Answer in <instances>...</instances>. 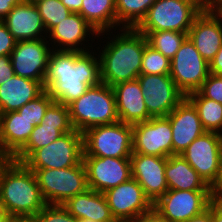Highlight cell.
<instances>
[{"label": "cell", "mask_w": 222, "mask_h": 222, "mask_svg": "<svg viewBox=\"0 0 222 222\" xmlns=\"http://www.w3.org/2000/svg\"><path fill=\"white\" fill-rule=\"evenodd\" d=\"M200 12L187 0H156L136 29L138 31H178L188 34L195 17Z\"/></svg>", "instance_id": "cell-7"}, {"label": "cell", "mask_w": 222, "mask_h": 222, "mask_svg": "<svg viewBox=\"0 0 222 222\" xmlns=\"http://www.w3.org/2000/svg\"><path fill=\"white\" fill-rule=\"evenodd\" d=\"M186 222H212V206L210 205L204 212L194 216Z\"/></svg>", "instance_id": "cell-43"}, {"label": "cell", "mask_w": 222, "mask_h": 222, "mask_svg": "<svg viewBox=\"0 0 222 222\" xmlns=\"http://www.w3.org/2000/svg\"><path fill=\"white\" fill-rule=\"evenodd\" d=\"M156 0H115L117 28H136ZM120 25V26H119Z\"/></svg>", "instance_id": "cell-30"}, {"label": "cell", "mask_w": 222, "mask_h": 222, "mask_svg": "<svg viewBox=\"0 0 222 222\" xmlns=\"http://www.w3.org/2000/svg\"><path fill=\"white\" fill-rule=\"evenodd\" d=\"M16 42L5 23L0 21V56H10Z\"/></svg>", "instance_id": "cell-37"}, {"label": "cell", "mask_w": 222, "mask_h": 222, "mask_svg": "<svg viewBox=\"0 0 222 222\" xmlns=\"http://www.w3.org/2000/svg\"><path fill=\"white\" fill-rule=\"evenodd\" d=\"M72 13H79L82 0H60Z\"/></svg>", "instance_id": "cell-44"}, {"label": "cell", "mask_w": 222, "mask_h": 222, "mask_svg": "<svg viewBox=\"0 0 222 222\" xmlns=\"http://www.w3.org/2000/svg\"><path fill=\"white\" fill-rule=\"evenodd\" d=\"M112 89L119 121L134 125L152 118L146 109L138 79L119 83Z\"/></svg>", "instance_id": "cell-23"}, {"label": "cell", "mask_w": 222, "mask_h": 222, "mask_svg": "<svg viewBox=\"0 0 222 222\" xmlns=\"http://www.w3.org/2000/svg\"><path fill=\"white\" fill-rule=\"evenodd\" d=\"M11 217L9 216L6 209L0 204V222H10Z\"/></svg>", "instance_id": "cell-47"}, {"label": "cell", "mask_w": 222, "mask_h": 222, "mask_svg": "<svg viewBox=\"0 0 222 222\" xmlns=\"http://www.w3.org/2000/svg\"><path fill=\"white\" fill-rule=\"evenodd\" d=\"M62 205L78 220L90 219L96 222H117L111 214L103 193L92 189L69 198Z\"/></svg>", "instance_id": "cell-26"}, {"label": "cell", "mask_w": 222, "mask_h": 222, "mask_svg": "<svg viewBox=\"0 0 222 222\" xmlns=\"http://www.w3.org/2000/svg\"><path fill=\"white\" fill-rule=\"evenodd\" d=\"M68 107L71 124L81 133L92 127L119 121L113 89L103 82L91 86Z\"/></svg>", "instance_id": "cell-4"}, {"label": "cell", "mask_w": 222, "mask_h": 222, "mask_svg": "<svg viewBox=\"0 0 222 222\" xmlns=\"http://www.w3.org/2000/svg\"><path fill=\"white\" fill-rule=\"evenodd\" d=\"M209 73L222 76V46L214 59L209 63Z\"/></svg>", "instance_id": "cell-40"}, {"label": "cell", "mask_w": 222, "mask_h": 222, "mask_svg": "<svg viewBox=\"0 0 222 222\" xmlns=\"http://www.w3.org/2000/svg\"><path fill=\"white\" fill-rule=\"evenodd\" d=\"M0 204L11 218L35 217L46 205L35 173L10 159L0 173Z\"/></svg>", "instance_id": "cell-3"}, {"label": "cell", "mask_w": 222, "mask_h": 222, "mask_svg": "<svg viewBox=\"0 0 222 222\" xmlns=\"http://www.w3.org/2000/svg\"><path fill=\"white\" fill-rule=\"evenodd\" d=\"M2 21L16 41L45 39L47 37L46 28L35 4L20 2L12 8Z\"/></svg>", "instance_id": "cell-22"}, {"label": "cell", "mask_w": 222, "mask_h": 222, "mask_svg": "<svg viewBox=\"0 0 222 222\" xmlns=\"http://www.w3.org/2000/svg\"><path fill=\"white\" fill-rule=\"evenodd\" d=\"M165 178L168 190H211L181 154L167 157Z\"/></svg>", "instance_id": "cell-27"}, {"label": "cell", "mask_w": 222, "mask_h": 222, "mask_svg": "<svg viewBox=\"0 0 222 222\" xmlns=\"http://www.w3.org/2000/svg\"><path fill=\"white\" fill-rule=\"evenodd\" d=\"M48 205H62L69 198L89 189L86 169L81 161L77 166L63 169H31Z\"/></svg>", "instance_id": "cell-5"}, {"label": "cell", "mask_w": 222, "mask_h": 222, "mask_svg": "<svg viewBox=\"0 0 222 222\" xmlns=\"http://www.w3.org/2000/svg\"><path fill=\"white\" fill-rule=\"evenodd\" d=\"M141 74H170V59L147 43L143 51Z\"/></svg>", "instance_id": "cell-33"}, {"label": "cell", "mask_w": 222, "mask_h": 222, "mask_svg": "<svg viewBox=\"0 0 222 222\" xmlns=\"http://www.w3.org/2000/svg\"><path fill=\"white\" fill-rule=\"evenodd\" d=\"M35 126L17 111L0 113V151L12 158L27 143Z\"/></svg>", "instance_id": "cell-24"}, {"label": "cell", "mask_w": 222, "mask_h": 222, "mask_svg": "<svg viewBox=\"0 0 222 222\" xmlns=\"http://www.w3.org/2000/svg\"><path fill=\"white\" fill-rule=\"evenodd\" d=\"M20 1L24 2V3L36 4V3H38L39 1H42V0H20Z\"/></svg>", "instance_id": "cell-52"}, {"label": "cell", "mask_w": 222, "mask_h": 222, "mask_svg": "<svg viewBox=\"0 0 222 222\" xmlns=\"http://www.w3.org/2000/svg\"><path fill=\"white\" fill-rule=\"evenodd\" d=\"M188 164L211 187L218 179L222 163V135L205 132L181 153Z\"/></svg>", "instance_id": "cell-11"}, {"label": "cell", "mask_w": 222, "mask_h": 222, "mask_svg": "<svg viewBox=\"0 0 222 222\" xmlns=\"http://www.w3.org/2000/svg\"><path fill=\"white\" fill-rule=\"evenodd\" d=\"M48 33L72 12L60 0H42L35 4Z\"/></svg>", "instance_id": "cell-32"}, {"label": "cell", "mask_w": 222, "mask_h": 222, "mask_svg": "<svg viewBox=\"0 0 222 222\" xmlns=\"http://www.w3.org/2000/svg\"><path fill=\"white\" fill-rule=\"evenodd\" d=\"M73 129L69 107L54 101L41 123L34 127L27 143L11 159L23 163L36 149L47 146Z\"/></svg>", "instance_id": "cell-10"}, {"label": "cell", "mask_w": 222, "mask_h": 222, "mask_svg": "<svg viewBox=\"0 0 222 222\" xmlns=\"http://www.w3.org/2000/svg\"><path fill=\"white\" fill-rule=\"evenodd\" d=\"M133 222H170L168 219L164 218L154 207L141 214Z\"/></svg>", "instance_id": "cell-39"}, {"label": "cell", "mask_w": 222, "mask_h": 222, "mask_svg": "<svg viewBox=\"0 0 222 222\" xmlns=\"http://www.w3.org/2000/svg\"><path fill=\"white\" fill-rule=\"evenodd\" d=\"M119 30L121 33L117 30V35L112 34L113 37L110 31L98 34L112 38L107 36L109 41L98 53L101 81L111 87L137 79L141 74L143 51L148 43L146 36L136 28L121 27Z\"/></svg>", "instance_id": "cell-2"}, {"label": "cell", "mask_w": 222, "mask_h": 222, "mask_svg": "<svg viewBox=\"0 0 222 222\" xmlns=\"http://www.w3.org/2000/svg\"><path fill=\"white\" fill-rule=\"evenodd\" d=\"M186 97L196 107L205 131L222 135V104L204 97L199 91L189 93Z\"/></svg>", "instance_id": "cell-29"}, {"label": "cell", "mask_w": 222, "mask_h": 222, "mask_svg": "<svg viewBox=\"0 0 222 222\" xmlns=\"http://www.w3.org/2000/svg\"><path fill=\"white\" fill-rule=\"evenodd\" d=\"M44 91L41 82L14 75L0 85V113L17 111Z\"/></svg>", "instance_id": "cell-25"}, {"label": "cell", "mask_w": 222, "mask_h": 222, "mask_svg": "<svg viewBox=\"0 0 222 222\" xmlns=\"http://www.w3.org/2000/svg\"><path fill=\"white\" fill-rule=\"evenodd\" d=\"M14 75L10 56H0V85L11 79Z\"/></svg>", "instance_id": "cell-38"}, {"label": "cell", "mask_w": 222, "mask_h": 222, "mask_svg": "<svg viewBox=\"0 0 222 222\" xmlns=\"http://www.w3.org/2000/svg\"><path fill=\"white\" fill-rule=\"evenodd\" d=\"M103 195L117 222H133L141 214L153 208V203L132 177L117 187L107 190Z\"/></svg>", "instance_id": "cell-15"}, {"label": "cell", "mask_w": 222, "mask_h": 222, "mask_svg": "<svg viewBox=\"0 0 222 222\" xmlns=\"http://www.w3.org/2000/svg\"><path fill=\"white\" fill-rule=\"evenodd\" d=\"M94 52L93 49L87 52L52 49L44 89L55 102L68 106L91 86L102 82L98 52Z\"/></svg>", "instance_id": "cell-1"}, {"label": "cell", "mask_w": 222, "mask_h": 222, "mask_svg": "<svg viewBox=\"0 0 222 222\" xmlns=\"http://www.w3.org/2000/svg\"><path fill=\"white\" fill-rule=\"evenodd\" d=\"M89 189L104 193L128 181L131 176L130 158L83 156Z\"/></svg>", "instance_id": "cell-16"}, {"label": "cell", "mask_w": 222, "mask_h": 222, "mask_svg": "<svg viewBox=\"0 0 222 222\" xmlns=\"http://www.w3.org/2000/svg\"><path fill=\"white\" fill-rule=\"evenodd\" d=\"M201 56L210 63L222 46V16L216 11H201L188 32Z\"/></svg>", "instance_id": "cell-21"}, {"label": "cell", "mask_w": 222, "mask_h": 222, "mask_svg": "<svg viewBox=\"0 0 222 222\" xmlns=\"http://www.w3.org/2000/svg\"><path fill=\"white\" fill-rule=\"evenodd\" d=\"M172 129L173 155L181 154L206 131L193 103L185 97L167 116Z\"/></svg>", "instance_id": "cell-20"}, {"label": "cell", "mask_w": 222, "mask_h": 222, "mask_svg": "<svg viewBox=\"0 0 222 222\" xmlns=\"http://www.w3.org/2000/svg\"><path fill=\"white\" fill-rule=\"evenodd\" d=\"M211 205V190H168L153 207L170 222H186Z\"/></svg>", "instance_id": "cell-12"}, {"label": "cell", "mask_w": 222, "mask_h": 222, "mask_svg": "<svg viewBox=\"0 0 222 222\" xmlns=\"http://www.w3.org/2000/svg\"><path fill=\"white\" fill-rule=\"evenodd\" d=\"M198 91L204 97L222 104V76L209 73Z\"/></svg>", "instance_id": "cell-36"}, {"label": "cell", "mask_w": 222, "mask_h": 222, "mask_svg": "<svg viewBox=\"0 0 222 222\" xmlns=\"http://www.w3.org/2000/svg\"><path fill=\"white\" fill-rule=\"evenodd\" d=\"M37 222H78L63 205H46L35 216Z\"/></svg>", "instance_id": "cell-35"}, {"label": "cell", "mask_w": 222, "mask_h": 222, "mask_svg": "<svg viewBox=\"0 0 222 222\" xmlns=\"http://www.w3.org/2000/svg\"><path fill=\"white\" fill-rule=\"evenodd\" d=\"M143 33L148 44L161 52L168 59H172L179 50L188 34L178 31H139Z\"/></svg>", "instance_id": "cell-31"}, {"label": "cell", "mask_w": 222, "mask_h": 222, "mask_svg": "<svg viewBox=\"0 0 222 222\" xmlns=\"http://www.w3.org/2000/svg\"><path fill=\"white\" fill-rule=\"evenodd\" d=\"M209 74V63L187 37L170 60V77L177 88L187 96L198 91Z\"/></svg>", "instance_id": "cell-9"}, {"label": "cell", "mask_w": 222, "mask_h": 222, "mask_svg": "<svg viewBox=\"0 0 222 222\" xmlns=\"http://www.w3.org/2000/svg\"><path fill=\"white\" fill-rule=\"evenodd\" d=\"M196 6L200 11H211L215 8V0H187Z\"/></svg>", "instance_id": "cell-42"}, {"label": "cell", "mask_w": 222, "mask_h": 222, "mask_svg": "<svg viewBox=\"0 0 222 222\" xmlns=\"http://www.w3.org/2000/svg\"><path fill=\"white\" fill-rule=\"evenodd\" d=\"M137 79L152 118L166 117L186 97L169 74H140Z\"/></svg>", "instance_id": "cell-13"}, {"label": "cell", "mask_w": 222, "mask_h": 222, "mask_svg": "<svg viewBox=\"0 0 222 222\" xmlns=\"http://www.w3.org/2000/svg\"><path fill=\"white\" fill-rule=\"evenodd\" d=\"M214 10H216L222 16V2H215Z\"/></svg>", "instance_id": "cell-51"}, {"label": "cell", "mask_w": 222, "mask_h": 222, "mask_svg": "<svg viewBox=\"0 0 222 222\" xmlns=\"http://www.w3.org/2000/svg\"><path fill=\"white\" fill-rule=\"evenodd\" d=\"M10 159L11 158L7 154L0 151V173Z\"/></svg>", "instance_id": "cell-48"}, {"label": "cell", "mask_w": 222, "mask_h": 222, "mask_svg": "<svg viewBox=\"0 0 222 222\" xmlns=\"http://www.w3.org/2000/svg\"><path fill=\"white\" fill-rule=\"evenodd\" d=\"M20 0H0V21H2Z\"/></svg>", "instance_id": "cell-41"}, {"label": "cell", "mask_w": 222, "mask_h": 222, "mask_svg": "<svg viewBox=\"0 0 222 222\" xmlns=\"http://www.w3.org/2000/svg\"><path fill=\"white\" fill-rule=\"evenodd\" d=\"M132 153L158 157L173 155L170 121L157 117L132 125Z\"/></svg>", "instance_id": "cell-14"}, {"label": "cell", "mask_w": 222, "mask_h": 222, "mask_svg": "<svg viewBox=\"0 0 222 222\" xmlns=\"http://www.w3.org/2000/svg\"><path fill=\"white\" fill-rule=\"evenodd\" d=\"M53 102V98L45 90L40 96L23 105L19 110H17V112L21 116H24L27 119L34 121L36 125H39L48 107Z\"/></svg>", "instance_id": "cell-34"}, {"label": "cell", "mask_w": 222, "mask_h": 222, "mask_svg": "<svg viewBox=\"0 0 222 222\" xmlns=\"http://www.w3.org/2000/svg\"><path fill=\"white\" fill-rule=\"evenodd\" d=\"M211 195H222V163L217 181L211 186Z\"/></svg>", "instance_id": "cell-45"}, {"label": "cell", "mask_w": 222, "mask_h": 222, "mask_svg": "<svg viewBox=\"0 0 222 222\" xmlns=\"http://www.w3.org/2000/svg\"><path fill=\"white\" fill-rule=\"evenodd\" d=\"M211 206L222 215V195H211Z\"/></svg>", "instance_id": "cell-46"}, {"label": "cell", "mask_w": 222, "mask_h": 222, "mask_svg": "<svg viewBox=\"0 0 222 222\" xmlns=\"http://www.w3.org/2000/svg\"><path fill=\"white\" fill-rule=\"evenodd\" d=\"M47 38L17 41L10 54L15 75L39 81L44 85L47 63L52 47Z\"/></svg>", "instance_id": "cell-17"}, {"label": "cell", "mask_w": 222, "mask_h": 222, "mask_svg": "<svg viewBox=\"0 0 222 222\" xmlns=\"http://www.w3.org/2000/svg\"><path fill=\"white\" fill-rule=\"evenodd\" d=\"M83 156L130 158L132 125L121 121L92 127L82 133Z\"/></svg>", "instance_id": "cell-6"}, {"label": "cell", "mask_w": 222, "mask_h": 222, "mask_svg": "<svg viewBox=\"0 0 222 222\" xmlns=\"http://www.w3.org/2000/svg\"><path fill=\"white\" fill-rule=\"evenodd\" d=\"M10 222H37L35 217L11 218Z\"/></svg>", "instance_id": "cell-49"}, {"label": "cell", "mask_w": 222, "mask_h": 222, "mask_svg": "<svg viewBox=\"0 0 222 222\" xmlns=\"http://www.w3.org/2000/svg\"><path fill=\"white\" fill-rule=\"evenodd\" d=\"M78 222H96V221H93L90 219H80V220H78Z\"/></svg>", "instance_id": "cell-53"}, {"label": "cell", "mask_w": 222, "mask_h": 222, "mask_svg": "<svg viewBox=\"0 0 222 222\" xmlns=\"http://www.w3.org/2000/svg\"><path fill=\"white\" fill-rule=\"evenodd\" d=\"M79 14L98 33L117 30L115 0H82Z\"/></svg>", "instance_id": "cell-28"}, {"label": "cell", "mask_w": 222, "mask_h": 222, "mask_svg": "<svg viewBox=\"0 0 222 222\" xmlns=\"http://www.w3.org/2000/svg\"><path fill=\"white\" fill-rule=\"evenodd\" d=\"M212 222H222V215L212 207Z\"/></svg>", "instance_id": "cell-50"}, {"label": "cell", "mask_w": 222, "mask_h": 222, "mask_svg": "<svg viewBox=\"0 0 222 222\" xmlns=\"http://www.w3.org/2000/svg\"><path fill=\"white\" fill-rule=\"evenodd\" d=\"M83 157V135L73 129L47 146L36 149L23 163L29 169H63L77 166Z\"/></svg>", "instance_id": "cell-8"}, {"label": "cell", "mask_w": 222, "mask_h": 222, "mask_svg": "<svg viewBox=\"0 0 222 222\" xmlns=\"http://www.w3.org/2000/svg\"><path fill=\"white\" fill-rule=\"evenodd\" d=\"M166 161L167 157L140 153H132L130 156L131 176L153 204L168 191L165 178Z\"/></svg>", "instance_id": "cell-18"}, {"label": "cell", "mask_w": 222, "mask_h": 222, "mask_svg": "<svg viewBox=\"0 0 222 222\" xmlns=\"http://www.w3.org/2000/svg\"><path fill=\"white\" fill-rule=\"evenodd\" d=\"M47 34V39L50 38L49 41L51 42L49 43L53 47L52 49L79 52H87L91 47L93 49L94 46L88 42L90 41L89 38H91L90 34L92 38L93 36H95V39L96 36L99 37V33L79 13H71L67 18L55 25ZM84 41L88 42V46ZM85 45L90 48L88 49Z\"/></svg>", "instance_id": "cell-19"}]
</instances>
